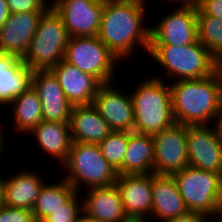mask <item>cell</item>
Wrapping results in <instances>:
<instances>
[{
	"label": "cell",
	"mask_w": 222,
	"mask_h": 222,
	"mask_svg": "<svg viewBox=\"0 0 222 222\" xmlns=\"http://www.w3.org/2000/svg\"><path fill=\"white\" fill-rule=\"evenodd\" d=\"M145 2L147 1L104 0L97 36L119 61L132 58L138 46L148 53L150 27L143 21L147 13Z\"/></svg>",
	"instance_id": "1"
},
{
	"label": "cell",
	"mask_w": 222,
	"mask_h": 222,
	"mask_svg": "<svg viewBox=\"0 0 222 222\" xmlns=\"http://www.w3.org/2000/svg\"><path fill=\"white\" fill-rule=\"evenodd\" d=\"M172 111L176 123L186 126L217 124L222 88L217 73L202 79L171 81Z\"/></svg>",
	"instance_id": "2"
},
{
	"label": "cell",
	"mask_w": 222,
	"mask_h": 222,
	"mask_svg": "<svg viewBox=\"0 0 222 222\" xmlns=\"http://www.w3.org/2000/svg\"><path fill=\"white\" fill-rule=\"evenodd\" d=\"M141 82L130 94L134 108L133 132L153 135L175 123L171 89L161 76Z\"/></svg>",
	"instance_id": "3"
},
{
	"label": "cell",
	"mask_w": 222,
	"mask_h": 222,
	"mask_svg": "<svg viewBox=\"0 0 222 222\" xmlns=\"http://www.w3.org/2000/svg\"><path fill=\"white\" fill-rule=\"evenodd\" d=\"M65 180L76 190L98 188L115 184L117 172L103 157L98 144L72 142L69 155L62 165Z\"/></svg>",
	"instance_id": "4"
},
{
	"label": "cell",
	"mask_w": 222,
	"mask_h": 222,
	"mask_svg": "<svg viewBox=\"0 0 222 222\" xmlns=\"http://www.w3.org/2000/svg\"><path fill=\"white\" fill-rule=\"evenodd\" d=\"M148 53L173 81L202 79L215 73L216 58L198 40L184 46H149Z\"/></svg>",
	"instance_id": "5"
},
{
	"label": "cell",
	"mask_w": 222,
	"mask_h": 222,
	"mask_svg": "<svg viewBox=\"0 0 222 222\" xmlns=\"http://www.w3.org/2000/svg\"><path fill=\"white\" fill-rule=\"evenodd\" d=\"M68 39L62 17L50 5L40 17L22 60L32 70L51 69L64 59Z\"/></svg>",
	"instance_id": "6"
},
{
	"label": "cell",
	"mask_w": 222,
	"mask_h": 222,
	"mask_svg": "<svg viewBox=\"0 0 222 222\" xmlns=\"http://www.w3.org/2000/svg\"><path fill=\"white\" fill-rule=\"evenodd\" d=\"M189 211L200 212L213 219L222 198L221 175L187 166L172 175Z\"/></svg>",
	"instance_id": "7"
},
{
	"label": "cell",
	"mask_w": 222,
	"mask_h": 222,
	"mask_svg": "<svg viewBox=\"0 0 222 222\" xmlns=\"http://www.w3.org/2000/svg\"><path fill=\"white\" fill-rule=\"evenodd\" d=\"M64 60L93 75L101 84L115 81L114 70L121 63L97 35L69 37Z\"/></svg>",
	"instance_id": "8"
},
{
	"label": "cell",
	"mask_w": 222,
	"mask_h": 222,
	"mask_svg": "<svg viewBox=\"0 0 222 222\" xmlns=\"http://www.w3.org/2000/svg\"><path fill=\"white\" fill-rule=\"evenodd\" d=\"M175 9L150 27L149 46H184L198 40L197 6L178 4Z\"/></svg>",
	"instance_id": "9"
},
{
	"label": "cell",
	"mask_w": 222,
	"mask_h": 222,
	"mask_svg": "<svg viewBox=\"0 0 222 222\" xmlns=\"http://www.w3.org/2000/svg\"><path fill=\"white\" fill-rule=\"evenodd\" d=\"M187 126L174 123L172 126L153 134V173L169 175L189 166L186 140Z\"/></svg>",
	"instance_id": "10"
},
{
	"label": "cell",
	"mask_w": 222,
	"mask_h": 222,
	"mask_svg": "<svg viewBox=\"0 0 222 222\" xmlns=\"http://www.w3.org/2000/svg\"><path fill=\"white\" fill-rule=\"evenodd\" d=\"M212 126H187L188 163L191 167L221 175L222 131L217 124Z\"/></svg>",
	"instance_id": "11"
},
{
	"label": "cell",
	"mask_w": 222,
	"mask_h": 222,
	"mask_svg": "<svg viewBox=\"0 0 222 222\" xmlns=\"http://www.w3.org/2000/svg\"><path fill=\"white\" fill-rule=\"evenodd\" d=\"M52 8L62 17L69 37L99 33L104 0H53Z\"/></svg>",
	"instance_id": "12"
},
{
	"label": "cell",
	"mask_w": 222,
	"mask_h": 222,
	"mask_svg": "<svg viewBox=\"0 0 222 222\" xmlns=\"http://www.w3.org/2000/svg\"><path fill=\"white\" fill-rule=\"evenodd\" d=\"M92 105L112 131L133 132L134 108L131 95L116 89L113 82L99 87Z\"/></svg>",
	"instance_id": "13"
},
{
	"label": "cell",
	"mask_w": 222,
	"mask_h": 222,
	"mask_svg": "<svg viewBox=\"0 0 222 222\" xmlns=\"http://www.w3.org/2000/svg\"><path fill=\"white\" fill-rule=\"evenodd\" d=\"M32 87L40 98L43 121L69 123L73 105L50 69L34 70Z\"/></svg>",
	"instance_id": "14"
},
{
	"label": "cell",
	"mask_w": 222,
	"mask_h": 222,
	"mask_svg": "<svg viewBox=\"0 0 222 222\" xmlns=\"http://www.w3.org/2000/svg\"><path fill=\"white\" fill-rule=\"evenodd\" d=\"M115 184L128 218L148 221L152 212V173L118 175Z\"/></svg>",
	"instance_id": "15"
},
{
	"label": "cell",
	"mask_w": 222,
	"mask_h": 222,
	"mask_svg": "<svg viewBox=\"0 0 222 222\" xmlns=\"http://www.w3.org/2000/svg\"><path fill=\"white\" fill-rule=\"evenodd\" d=\"M44 12L10 13L0 28V52L23 59Z\"/></svg>",
	"instance_id": "16"
},
{
	"label": "cell",
	"mask_w": 222,
	"mask_h": 222,
	"mask_svg": "<svg viewBox=\"0 0 222 222\" xmlns=\"http://www.w3.org/2000/svg\"><path fill=\"white\" fill-rule=\"evenodd\" d=\"M83 213L95 222H129L116 184L87 189Z\"/></svg>",
	"instance_id": "17"
},
{
	"label": "cell",
	"mask_w": 222,
	"mask_h": 222,
	"mask_svg": "<svg viewBox=\"0 0 222 222\" xmlns=\"http://www.w3.org/2000/svg\"><path fill=\"white\" fill-rule=\"evenodd\" d=\"M50 70L57 77L66 98L73 106L92 104L102 85L93 75L79 70L64 59Z\"/></svg>",
	"instance_id": "18"
},
{
	"label": "cell",
	"mask_w": 222,
	"mask_h": 222,
	"mask_svg": "<svg viewBox=\"0 0 222 222\" xmlns=\"http://www.w3.org/2000/svg\"><path fill=\"white\" fill-rule=\"evenodd\" d=\"M33 72L16 55L0 52V106H8L32 86Z\"/></svg>",
	"instance_id": "19"
},
{
	"label": "cell",
	"mask_w": 222,
	"mask_h": 222,
	"mask_svg": "<svg viewBox=\"0 0 222 222\" xmlns=\"http://www.w3.org/2000/svg\"><path fill=\"white\" fill-rule=\"evenodd\" d=\"M185 202L173 176L152 173L151 216L163 222L187 213Z\"/></svg>",
	"instance_id": "20"
},
{
	"label": "cell",
	"mask_w": 222,
	"mask_h": 222,
	"mask_svg": "<svg viewBox=\"0 0 222 222\" xmlns=\"http://www.w3.org/2000/svg\"><path fill=\"white\" fill-rule=\"evenodd\" d=\"M9 176L2 179L4 205L32 211L45 182L37 172L26 169Z\"/></svg>",
	"instance_id": "21"
},
{
	"label": "cell",
	"mask_w": 222,
	"mask_h": 222,
	"mask_svg": "<svg viewBox=\"0 0 222 222\" xmlns=\"http://www.w3.org/2000/svg\"><path fill=\"white\" fill-rule=\"evenodd\" d=\"M69 124L73 142L99 144L112 132L92 104L73 106Z\"/></svg>",
	"instance_id": "22"
},
{
	"label": "cell",
	"mask_w": 222,
	"mask_h": 222,
	"mask_svg": "<svg viewBox=\"0 0 222 222\" xmlns=\"http://www.w3.org/2000/svg\"><path fill=\"white\" fill-rule=\"evenodd\" d=\"M35 136L42 151L59 161V166L65 163L72 145L69 123L41 121L28 134Z\"/></svg>",
	"instance_id": "23"
},
{
	"label": "cell",
	"mask_w": 222,
	"mask_h": 222,
	"mask_svg": "<svg viewBox=\"0 0 222 222\" xmlns=\"http://www.w3.org/2000/svg\"><path fill=\"white\" fill-rule=\"evenodd\" d=\"M154 139L150 134L130 132L123 158V175L153 173Z\"/></svg>",
	"instance_id": "24"
},
{
	"label": "cell",
	"mask_w": 222,
	"mask_h": 222,
	"mask_svg": "<svg viewBox=\"0 0 222 222\" xmlns=\"http://www.w3.org/2000/svg\"><path fill=\"white\" fill-rule=\"evenodd\" d=\"M8 105L13 106L14 129L19 134H28L43 121L40 98L32 86Z\"/></svg>",
	"instance_id": "25"
},
{
	"label": "cell",
	"mask_w": 222,
	"mask_h": 222,
	"mask_svg": "<svg viewBox=\"0 0 222 222\" xmlns=\"http://www.w3.org/2000/svg\"><path fill=\"white\" fill-rule=\"evenodd\" d=\"M75 193L76 190L64 178L53 184L45 183L32 209L35 221L42 222L53 211L62 207Z\"/></svg>",
	"instance_id": "26"
},
{
	"label": "cell",
	"mask_w": 222,
	"mask_h": 222,
	"mask_svg": "<svg viewBox=\"0 0 222 222\" xmlns=\"http://www.w3.org/2000/svg\"><path fill=\"white\" fill-rule=\"evenodd\" d=\"M198 41L215 57L222 55V20L197 14Z\"/></svg>",
	"instance_id": "27"
},
{
	"label": "cell",
	"mask_w": 222,
	"mask_h": 222,
	"mask_svg": "<svg viewBox=\"0 0 222 222\" xmlns=\"http://www.w3.org/2000/svg\"><path fill=\"white\" fill-rule=\"evenodd\" d=\"M130 132L112 131L98 145L103 157L117 172L123 175V158L127 149Z\"/></svg>",
	"instance_id": "28"
},
{
	"label": "cell",
	"mask_w": 222,
	"mask_h": 222,
	"mask_svg": "<svg viewBox=\"0 0 222 222\" xmlns=\"http://www.w3.org/2000/svg\"><path fill=\"white\" fill-rule=\"evenodd\" d=\"M76 192L62 207L57 208L42 222H75L83 213V199Z\"/></svg>",
	"instance_id": "29"
},
{
	"label": "cell",
	"mask_w": 222,
	"mask_h": 222,
	"mask_svg": "<svg viewBox=\"0 0 222 222\" xmlns=\"http://www.w3.org/2000/svg\"><path fill=\"white\" fill-rule=\"evenodd\" d=\"M10 13L45 12L50 6L45 0H7Z\"/></svg>",
	"instance_id": "30"
},
{
	"label": "cell",
	"mask_w": 222,
	"mask_h": 222,
	"mask_svg": "<svg viewBox=\"0 0 222 222\" xmlns=\"http://www.w3.org/2000/svg\"><path fill=\"white\" fill-rule=\"evenodd\" d=\"M0 222H36L32 211L4 206L0 210Z\"/></svg>",
	"instance_id": "31"
},
{
	"label": "cell",
	"mask_w": 222,
	"mask_h": 222,
	"mask_svg": "<svg viewBox=\"0 0 222 222\" xmlns=\"http://www.w3.org/2000/svg\"><path fill=\"white\" fill-rule=\"evenodd\" d=\"M197 14H206L222 20V0H199Z\"/></svg>",
	"instance_id": "32"
},
{
	"label": "cell",
	"mask_w": 222,
	"mask_h": 222,
	"mask_svg": "<svg viewBox=\"0 0 222 222\" xmlns=\"http://www.w3.org/2000/svg\"><path fill=\"white\" fill-rule=\"evenodd\" d=\"M211 222V219L200 212L188 211L187 213L163 222Z\"/></svg>",
	"instance_id": "33"
},
{
	"label": "cell",
	"mask_w": 222,
	"mask_h": 222,
	"mask_svg": "<svg viewBox=\"0 0 222 222\" xmlns=\"http://www.w3.org/2000/svg\"><path fill=\"white\" fill-rule=\"evenodd\" d=\"M10 11L8 8L7 0H0V28L9 18Z\"/></svg>",
	"instance_id": "34"
},
{
	"label": "cell",
	"mask_w": 222,
	"mask_h": 222,
	"mask_svg": "<svg viewBox=\"0 0 222 222\" xmlns=\"http://www.w3.org/2000/svg\"><path fill=\"white\" fill-rule=\"evenodd\" d=\"M215 72L217 73L222 88V55L216 58Z\"/></svg>",
	"instance_id": "35"
},
{
	"label": "cell",
	"mask_w": 222,
	"mask_h": 222,
	"mask_svg": "<svg viewBox=\"0 0 222 222\" xmlns=\"http://www.w3.org/2000/svg\"><path fill=\"white\" fill-rule=\"evenodd\" d=\"M169 1H171L173 4L175 2L180 4L182 3L181 6H197L199 0H169Z\"/></svg>",
	"instance_id": "36"
},
{
	"label": "cell",
	"mask_w": 222,
	"mask_h": 222,
	"mask_svg": "<svg viewBox=\"0 0 222 222\" xmlns=\"http://www.w3.org/2000/svg\"><path fill=\"white\" fill-rule=\"evenodd\" d=\"M217 217H219V220H217L218 222H222V198L221 200L219 201V204L217 206V210H216V213L214 215V218L218 219ZM216 222V220L214 221Z\"/></svg>",
	"instance_id": "37"
},
{
	"label": "cell",
	"mask_w": 222,
	"mask_h": 222,
	"mask_svg": "<svg viewBox=\"0 0 222 222\" xmlns=\"http://www.w3.org/2000/svg\"><path fill=\"white\" fill-rule=\"evenodd\" d=\"M4 191H3V183L2 178H0V210L4 207Z\"/></svg>",
	"instance_id": "38"
},
{
	"label": "cell",
	"mask_w": 222,
	"mask_h": 222,
	"mask_svg": "<svg viewBox=\"0 0 222 222\" xmlns=\"http://www.w3.org/2000/svg\"><path fill=\"white\" fill-rule=\"evenodd\" d=\"M75 222H95L91 218H88L84 213L80 215V217Z\"/></svg>",
	"instance_id": "39"
},
{
	"label": "cell",
	"mask_w": 222,
	"mask_h": 222,
	"mask_svg": "<svg viewBox=\"0 0 222 222\" xmlns=\"http://www.w3.org/2000/svg\"><path fill=\"white\" fill-rule=\"evenodd\" d=\"M0 126H2V125L0 124ZM4 145H5V142H4V138H3L1 128H0V155L3 154V150H5Z\"/></svg>",
	"instance_id": "40"
},
{
	"label": "cell",
	"mask_w": 222,
	"mask_h": 222,
	"mask_svg": "<svg viewBox=\"0 0 222 222\" xmlns=\"http://www.w3.org/2000/svg\"><path fill=\"white\" fill-rule=\"evenodd\" d=\"M217 125H218V128L222 131V100H221L220 116H219Z\"/></svg>",
	"instance_id": "41"
},
{
	"label": "cell",
	"mask_w": 222,
	"mask_h": 222,
	"mask_svg": "<svg viewBox=\"0 0 222 222\" xmlns=\"http://www.w3.org/2000/svg\"><path fill=\"white\" fill-rule=\"evenodd\" d=\"M129 222H147V221H142V220H130Z\"/></svg>",
	"instance_id": "42"
}]
</instances>
